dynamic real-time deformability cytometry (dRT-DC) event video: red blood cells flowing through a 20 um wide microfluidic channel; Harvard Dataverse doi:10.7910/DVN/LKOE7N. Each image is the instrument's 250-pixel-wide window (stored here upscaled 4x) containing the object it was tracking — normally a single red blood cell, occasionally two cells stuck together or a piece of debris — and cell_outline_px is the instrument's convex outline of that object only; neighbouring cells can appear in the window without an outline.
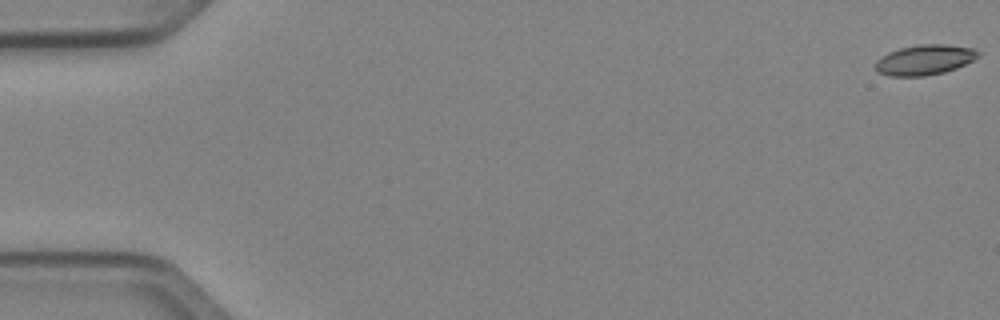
{"species": "Egyptian fruit bat (a non-hibernating species)", "species_latin": "Rousettus aegyptiacus", "temperature_condition": "cold", "stored_images_in_passage": 22, "camera_frame_rate_fps": 3000, "um_per_image_px": 0.085, "animal": {"sex": "female"}, "frame": {"image": 1, "passage_image": 1, "time_ms": 0.0, "image_size_px": [1000, 320], "cell_outline_px": [[980, 56], [956, 68], [944, 72], [924, 76], [888, 76], [876, 72], [876, 60], [880, 56], [888, 52], [900, 48], [920, 44], [944, 44], [976, 48], [980, 52]], "centroid_in_image_um": [78.58, 5.08], "position_along_channel_um": 6.4, "area_um2": 18.21}}
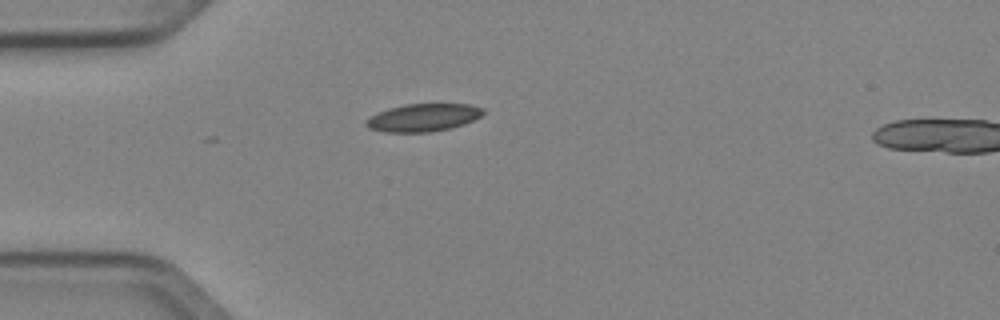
{"frame": {"image": 2, "passage_image": 15, "time_ms": 4.667, "image_size_px": [1000, 320], "cell_outline_px": [[484, 112], [480, 116], [464, 124], [452, 128], [432, 132], [384, 132], [368, 128], [364, 124], [364, 120], [368, 116], [376, 112], [388, 108], [404, 104], [468, 104], [484, 108]], "centroid_in_image_um": [35.91, 9.99], "position_along_channel_um": 49.1, "area_um2": 19.19}}
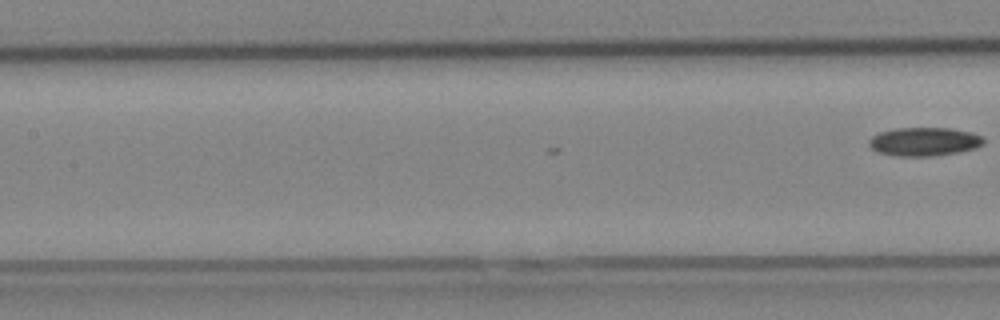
{"frame": {"image": 3, "passage_image": 22, "time_ms": 7.0, "image_size_px": [1000, 320], "cell_outline_px": [[984, 144], [976, 148], [956, 152], [932, 156], [896, 156], [876, 152], [868, 144], [868, 140], [872, 136], [880, 132], [896, 128], [952, 128], [972, 132], [980, 136], [984, 140]], "centroid_in_image_um": [78.54, 12.04], "position_along_channel_um": 128.9, "area_um2": 19.13}}